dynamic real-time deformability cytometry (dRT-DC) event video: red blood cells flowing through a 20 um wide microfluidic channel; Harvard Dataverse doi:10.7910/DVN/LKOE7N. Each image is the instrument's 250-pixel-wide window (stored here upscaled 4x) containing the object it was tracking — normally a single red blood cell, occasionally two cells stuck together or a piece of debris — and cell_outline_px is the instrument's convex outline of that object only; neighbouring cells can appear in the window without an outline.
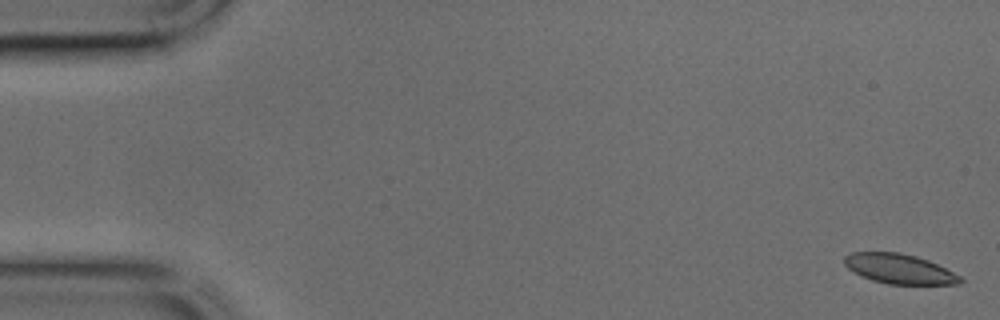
{"species": "common noctule bat (a hibernating species)", "species_latin": "Nyctalus noctula", "temperature_condition": "cold", "stored_images_in_passage": 45, "segment_of_instrument_passage": [1, 2], "camera_frame_rate_fps": 3000, "um_per_image_px": 0.085, "animal": {"sex": "male", "body_mass_g": 17.9, "forearm_length_mm": 54.2}, "frame": {"image": 1, "passage_image": 1, "time_ms": 0.0, "image_size_px": [1000, 320], "cell_outline_px": [[964, 280], [960, 284], [888, 284], [872, 280], [860, 276], [852, 272], [844, 264], [844, 256], [852, 252], [900, 252], [916, 256], [928, 260], [960, 276]], "centroid_in_image_um": [76.4, 22.85], "position_along_channel_um": 8.6, "area_um2": 20.11}}
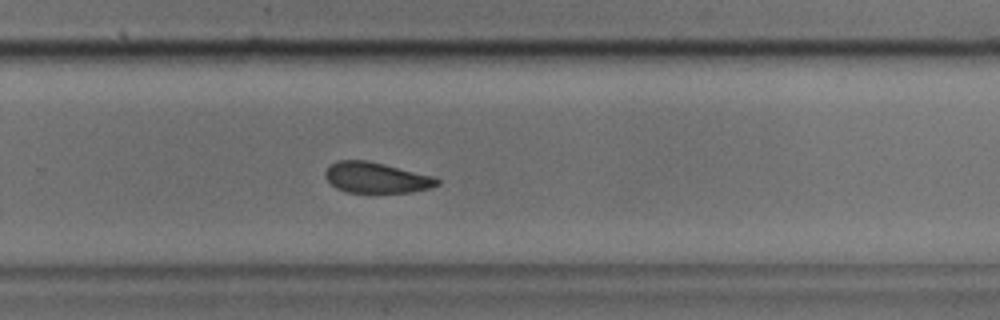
{"frame": {"image": 2, "passage_image": 29, "time_ms": 9.333, "image_size_px": [1000, 320], "cell_outline_px": [[440, 184], [428, 188], [412, 192], [348, 192], [336, 188], [324, 176], [324, 172], [332, 164], [340, 160], [368, 160], [436, 176], [440, 180]], "centroid_in_image_um": [32.02, 15.09], "position_along_channel_um": 297.8, "area_um2": 20.0}}
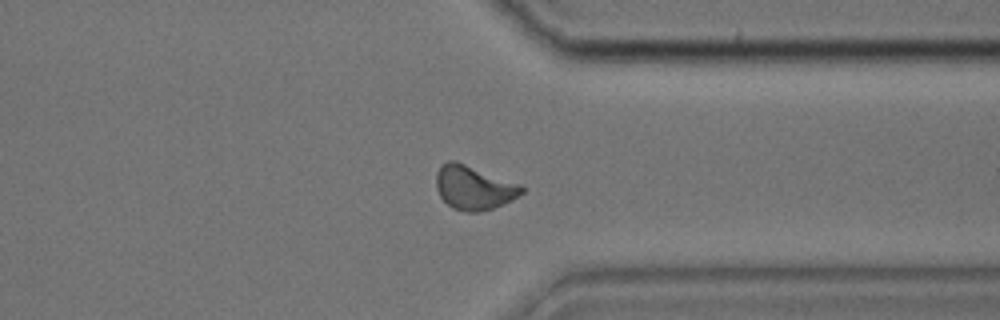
{"frame": {"image": 3, "passage_image": 34, "time_ms": 11.0, "image_size_px": [1000, 320], "cell_outline_px": [[524, 192], [512, 200], [492, 208], [476, 212], [468, 212], [452, 208], [440, 196], [436, 188], [436, 172], [440, 164], [448, 160], [456, 160], [520, 184], [524, 188]], "centroid_in_image_um": [40.25, 15.92], "position_along_channel_um": 371.2, "area_um2": 21.96}}